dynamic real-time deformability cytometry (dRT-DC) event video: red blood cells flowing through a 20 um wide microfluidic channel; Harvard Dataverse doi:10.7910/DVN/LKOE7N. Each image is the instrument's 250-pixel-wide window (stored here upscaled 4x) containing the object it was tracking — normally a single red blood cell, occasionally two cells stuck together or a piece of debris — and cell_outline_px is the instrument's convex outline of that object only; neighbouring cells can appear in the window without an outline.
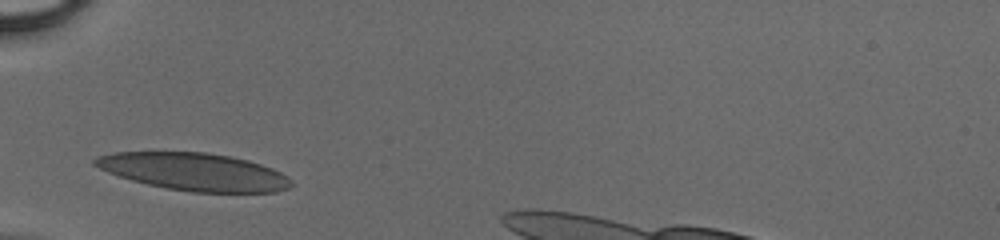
{"species": "human", "species_latin": "Homo sapiens", "temperature_condition": "cold", "stored_images_in_passage": 25, "camera_frame_rate_fps": 3000, "um_per_image_px": 0.085, "donor": {"sex": "male"}, "frame": {"image": 1, "passage_image": 1, "time_ms": 0.0, "image_size_px": [1000, 240], "cell_outline_px": [[292, 184], [288, 188], [276, 192], [192, 192], [164, 188], [132, 180], [108, 172], [92, 164], [92, 160], [96, 156], [112, 152], [208, 152], [232, 156], [248, 160], [272, 168], [288, 176], [292, 180]], "centroid_in_image_um": [16.5, 14.59], "position_along_channel_um": 68.5, "area_um2": 43.06}}
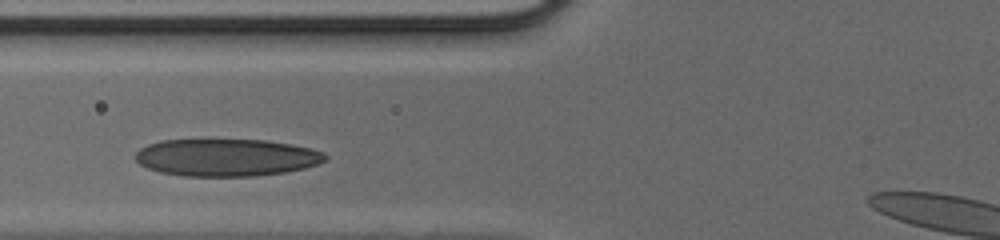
{"frame": {"image": 2, "passage_image": 4, "time_ms": 1.0, "image_size_px": [1000, 240], "cell_outline_px": [[328, 160], [304, 168], [284, 172], [256, 176], [184, 176], [160, 172], [148, 168], [140, 164], [136, 160], [136, 152], [140, 148], [148, 144], [160, 140], [264, 140], [312, 148], [324, 152], [328, 156]], "centroid_in_image_um": [19.25, 13.39], "position_along_channel_um": 106.5, "area_um2": 41.27}}